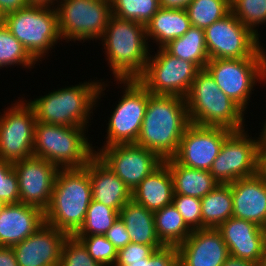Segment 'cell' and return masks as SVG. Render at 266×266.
<instances>
[{
  "mask_svg": "<svg viewBox=\"0 0 266 266\" xmlns=\"http://www.w3.org/2000/svg\"><path fill=\"white\" fill-rule=\"evenodd\" d=\"M185 100L190 123L231 131L245 128V112L220 90L206 69L197 73Z\"/></svg>",
  "mask_w": 266,
  "mask_h": 266,
  "instance_id": "5",
  "label": "cell"
},
{
  "mask_svg": "<svg viewBox=\"0 0 266 266\" xmlns=\"http://www.w3.org/2000/svg\"><path fill=\"white\" fill-rule=\"evenodd\" d=\"M233 131L190 123L173 159L186 167L210 171L224 140Z\"/></svg>",
  "mask_w": 266,
  "mask_h": 266,
  "instance_id": "16",
  "label": "cell"
},
{
  "mask_svg": "<svg viewBox=\"0 0 266 266\" xmlns=\"http://www.w3.org/2000/svg\"><path fill=\"white\" fill-rule=\"evenodd\" d=\"M216 229L227 245L229 256L260 265L266 241V229L233 216Z\"/></svg>",
  "mask_w": 266,
  "mask_h": 266,
  "instance_id": "20",
  "label": "cell"
},
{
  "mask_svg": "<svg viewBox=\"0 0 266 266\" xmlns=\"http://www.w3.org/2000/svg\"><path fill=\"white\" fill-rule=\"evenodd\" d=\"M68 235L44 223L32 235L12 246L18 266H59Z\"/></svg>",
  "mask_w": 266,
  "mask_h": 266,
  "instance_id": "18",
  "label": "cell"
},
{
  "mask_svg": "<svg viewBox=\"0 0 266 266\" xmlns=\"http://www.w3.org/2000/svg\"><path fill=\"white\" fill-rule=\"evenodd\" d=\"M59 266H102L88 253L83 243L74 236H68L62 246Z\"/></svg>",
  "mask_w": 266,
  "mask_h": 266,
  "instance_id": "37",
  "label": "cell"
},
{
  "mask_svg": "<svg viewBox=\"0 0 266 266\" xmlns=\"http://www.w3.org/2000/svg\"><path fill=\"white\" fill-rule=\"evenodd\" d=\"M261 151H262L261 171L266 175V149H261Z\"/></svg>",
  "mask_w": 266,
  "mask_h": 266,
  "instance_id": "49",
  "label": "cell"
},
{
  "mask_svg": "<svg viewBox=\"0 0 266 266\" xmlns=\"http://www.w3.org/2000/svg\"><path fill=\"white\" fill-rule=\"evenodd\" d=\"M88 250L89 255L102 266H114L117 259V249L105 235L74 236Z\"/></svg>",
  "mask_w": 266,
  "mask_h": 266,
  "instance_id": "36",
  "label": "cell"
},
{
  "mask_svg": "<svg viewBox=\"0 0 266 266\" xmlns=\"http://www.w3.org/2000/svg\"><path fill=\"white\" fill-rule=\"evenodd\" d=\"M243 130L233 131L213 162L210 174L219 184H230L261 171L262 151L255 137Z\"/></svg>",
  "mask_w": 266,
  "mask_h": 266,
  "instance_id": "11",
  "label": "cell"
},
{
  "mask_svg": "<svg viewBox=\"0 0 266 266\" xmlns=\"http://www.w3.org/2000/svg\"><path fill=\"white\" fill-rule=\"evenodd\" d=\"M94 152L131 192L164 162L154 152L136 144H116Z\"/></svg>",
  "mask_w": 266,
  "mask_h": 266,
  "instance_id": "15",
  "label": "cell"
},
{
  "mask_svg": "<svg viewBox=\"0 0 266 266\" xmlns=\"http://www.w3.org/2000/svg\"><path fill=\"white\" fill-rule=\"evenodd\" d=\"M100 39L115 81L137 79L144 72L150 57L144 24L111 15Z\"/></svg>",
  "mask_w": 266,
  "mask_h": 266,
  "instance_id": "3",
  "label": "cell"
},
{
  "mask_svg": "<svg viewBox=\"0 0 266 266\" xmlns=\"http://www.w3.org/2000/svg\"><path fill=\"white\" fill-rule=\"evenodd\" d=\"M37 61L30 55L23 44L12 35L6 25L0 22V69L3 67L22 66L31 69ZM33 66V67H32Z\"/></svg>",
  "mask_w": 266,
  "mask_h": 266,
  "instance_id": "32",
  "label": "cell"
},
{
  "mask_svg": "<svg viewBox=\"0 0 266 266\" xmlns=\"http://www.w3.org/2000/svg\"><path fill=\"white\" fill-rule=\"evenodd\" d=\"M172 205L192 230L202 229L201 200L199 198L174 194Z\"/></svg>",
  "mask_w": 266,
  "mask_h": 266,
  "instance_id": "38",
  "label": "cell"
},
{
  "mask_svg": "<svg viewBox=\"0 0 266 266\" xmlns=\"http://www.w3.org/2000/svg\"><path fill=\"white\" fill-rule=\"evenodd\" d=\"M101 81L102 79L97 81L91 79L78 85L49 91L47 95L28 101L34 109L36 121L88 128L93 108L97 106L98 100L108 86Z\"/></svg>",
  "mask_w": 266,
  "mask_h": 266,
  "instance_id": "2",
  "label": "cell"
},
{
  "mask_svg": "<svg viewBox=\"0 0 266 266\" xmlns=\"http://www.w3.org/2000/svg\"><path fill=\"white\" fill-rule=\"evenodd\" d=\"M2 22L38 62L61 40L56 7L28 5L5 15Z\"/></svg>",
  "mask_w": 266,
  "mask_h": 266,
  "instance_id": "7",
  "label": "cell"
},
{
  "mask_svg": "<svg viewBox=\"0 0 266 266\" xmlns=\"http://www.w3.org/2000/svg\"><path fill=\"white\" fill-rule=\"evenodd\" d=\"M105 236L115 246L117 251L131 242L129 233L120 217L113 223V226L107 231Z\"/></svg>",
  "mask_w": 266,
  "mask_h": 266,
  "instance_id": "42",
  "label": "cell"
},
{
  "mask_svg": "<svg viewBox=\"0 0 266 266\" xmlns=\"http://www.w3.org/2000/svg\"><path fill=\"white\" fill-rule=\"evenodd\" d=\"M230 186L232 216L266 229V175L260 171L251 177L238 179L230 183Z\"/></svg>",
  "mask_w": 266,
  "mask_h": 266,
  "instance_id": "21",
  "label": "cell"
},
{
  "mask_svg": "<svg viewBox=\"0 0 266 266\" xmlns=\"http://www.w3.org/2000/svg\"><path fill=\"white\" fill-rule=\"evenodd\" d=\"M27 6L26 0H0V16L3 18L5 15L24 9Z\"/></svg>",
  "mask_w": 266,
  "mask_h": 266,
  "instance_id": "43",
  "label": "cell"
},
{
  "mask_svg": "<svg viewBox=\"0 0 266 266\" xmlns=\"http://www.w3.org/2000/svg\"><path fill=\"white\" fill-rule=\"evenodd\" d=\"M86 131L84 127L37 122L33 156L48 160L59 169L85 167L95 155V146L86 137Z\"/></svg>",
  "mask_w": 266,
  "mask_h": 266,
  "instance_id": "6",
  "label": "cell"
},
{
  "mask_svg": "<svg viewBox=\"0 0 266 266\" xmlns=\"http://www.w3.org/2000/svg\"><path fill=\"white\" fill-rule=\"evenodd\" d=\"M0 266H18L12 247L0 246Z\"/></svg>",
  "mask_w": 266,
  "mask_h": 266,
  "instance_id": "44",
  "label": "cell"
},
{
  "mask_svg": "<svg viewBox=\"0 0 266 266\" xmlns=\"http://www.w3.org/2000/svg\"><path fill=\"white\" fill-rule=\"evenodd\" d=\"M189 124L185 98L151 95L135 144L154 152L165 161L177 153Z\"/></svg>",
  "mask_w": 266,
  "mask_h": 266,
  "instance_id": "1",
  "label": "cell"
},
{
  "mask_svg": "<svg viewBox=\"0 0 266 266\" xmlns=\"http://www.w3.org/2000/svg\"><path fill=\"white\" fill-rule=\"evenodd\" d=\"M92 200L120 211L132 192L96 155L89 160Z\"/></svg>",
  "mask_w": 266,
  "mask_h": 266,
  "instance_id": "23",
  "label": "cell"
},
{
  "mask_svg": "<svg viewBox=\"0 0 266 266\" xmlns=\"http://www.w3.org/2000/svg\"><path fill=\"white\" fill-rule=\"evenodd\" d=\"M231 12L255 35L259 25L266 23V0H230Z\"/></svg>",
  "mask_w": 266,
  "mask_h": 266,
  "instance_id": "35",
  "label": "cell"
},
{
  "mask_svg": "<svg viewBox=\"0 0 266 266\" xmlns=\"http://www.w3.org/2000/svg\"><path fill=\"white\" fill-rule=\"evenodd\" d=\"M0 199L6 204L19 203L18 178L13 164L0 159Z\"/></svg>",
  "mask_w": 266,
  "mask_h": 266,
  "instance_id": "39",
  "label": "cell"
},
{
  "mask_svg": "<svg viewBox=\"0 0 266 266\" xmlns=\"http://www.w3.org/2000/svg\"><path fill=\"white\" fill-rule=\"evenodd\" d=\"M174 57L194 63L200 70L210 60L205 43V31L191 27L183 36L170 41L163 47Z\"/></svg>",
  "mask_w": 266,
  "mask_h": 266,
  "instance_id": "29",
  "label": "cell"
},
{
  "mask_svg": "<svg viewBox=\"0 0 266 266\" xmlns=\"http://www.w3.org/2000/svg\"><path fill=\"white\" fill-rule=\"evenodd\" d=\"M258 141L260 144L261 149H266V119L265 123L263 125V129H261V132L259 133Z\"/></svg>",
  "mask_w": 266,
  "mask_h": 266,
  "instance_id": "48",
  "label": "cell"
},
{
  "mask_svg": "<svg viewBox=\"0 0 266 266\" xmlns=\"http://www.w3.org/2000/svg\"><path fill=\"white\" fill-rule=\"evenodd\" d=\"M164 162L168 165L173 179L174 194L202 199L219 184L210 171L186 167L173 158Z\"/></svg>",
  "mask_w": 266,
  "mask_h": 266,
  "instance_id": "27",
  "label": "cell"
},
{
  "mask_svg": "<svg viewBox=\"0 0 266 266\" xmlns=\"http://www.w3.org/2000/svg\"><path fill=\"white\" fill-rule=\"evenodd\" d=\"M28 5L56 7L58 0H26Z\"/></svg>",
  "mask_w": 266,
  "mask_h": 266,
  "instance_id": "47",
  "label": "cell"
},
{
  "mask_svg": "<svg viewBox=\"0 0 266 266\" xmlns=\"http://www.w3.org/2000/svg\"><path fill=\"white\" fill-rule=\"evenodd\" d=\"M200 200L202 229L217 228L232 217L233 199L230 184H218Z\"/></svg>",
  "mask_w": 266,
  "mask_h": 266,
  "instance_id": "28",
  "label": "cell"
},
{
  "mask_svg": "<svg viewBox=\"0 0 266 266\" xmlns=\"http://www.w3.org/2000/svg\"><path fill=\"white\" fill-rule=\"evenodd\" d=\"M117 82L124 86L123 95L108 117L106 142L101 147L136 143L152 95L137 79H117Z\"/></svg>",
  "mask_w": 266,
  "mask_h": 266,
  "instance_id": "12",
  "label": "cell"
},
{
  "mask_svg": "<svg viewBox=\"0 0 266 266\" xmlns=\"http://www.w3.org/2000/svg\"><path fill=\"white\" fill-rule=\"evenodd\" d=\"M163 246H149L130 242L127 246L117 252V259L114 266H127L130 262L142 261L151 256L155 250Z\"/></svg>",
  "mask_w": 266,
  "mask_h": 266,
  "instance_id": "40",
  "label": "cell"
},
{
  "mask_svg": "<svg viewBox=\"0 0 266 266\" xmlns=\"http://www.w3.org/2000/svg\"><path fill=\"white\" fill-rule=\"evenodd\" d=\"M145 27L149 42L152 38L158 48H163L170 41L183 36L192 25L185 9L161 7Z\"/></svg>",
  "mask_w": 266,
  "mask_h": 266,
  "instance_id": "25",
  "label": "cell"
},
{
  "mask_svg": "<svg viewBox=\"0 0 266 266\" xmlns=\"http://www.w3.org/2000/svg\"><path fill=\"white\" fill-rule=\"evenodd\" d=\"M185 10L191 25L205 30L226 16L231 6L230 0H192Z\"/></svg>",
  "mask_w": 266,
  "mask_h": 266,
  "instance_id": "31",
  "label": "cell"
},
{
  "mask_svg": "<svg viewBox=\"0 0 266 266\" xmlns=\"http://www.w3.org/2000/svg\"><path fill=\"white\" fill-rule=\"evenodd\" d=\"M61 39L100 40L112 15L111 0H58L56 5Z\"/></svg>",
  "mask_w": 266,
  "mask_h": 266,
  "instance_id": "8",
  "label": "cell"
},
{
  "mask_svg": "<svg viewBox=\"0 0 266 266\" xmlns=\"http://www.w3.org/2000/svg\"><path fill=\"white\" fill-rule=\"evenodd\" d=\"M177 248L178 266H222L229 257L227 245L216 228L193 230Z\"/></svg>",
  "mask_w": 266,
  "mask_h": 266,
  "instance_id": "19",
  "label": "cell"
},
{
  "mask_svg": "<svg viewBox=\"0 0 266 266\" xmlns=\"http://www.w3.org/2000/svg\"><path fill=\"white\" fill-rule=\"evenodd\" d=\"M205 69L220 90L244 112L254 92L253 87L258 81L266 84V57L210 59Z\"/></svg>",
  "mask_w": 266,
  "mask_h": 266,
  "instance_id": "9",
  "label": "cell"
},
{
  "mask_svg": "<svg viewBox=\"0 0 266 266\" xmlns=\"http://www.w3.org/2000/svg\"><path fill=\"white\" fill-rule=\"evenodd\" d=\"M127 266H178V248L163 246L144 260L130 262Z\"/></svg>",
  "mask_w": 266,
  "mask_h": 266,
  "instance_id": "41",
  "label": "cell"
},
{
  "mask_svg": "<svg viewBox=\"0 0 266 266\" xmlns=\"http://www.w3.org/2000/svg\"><path fill=\"white\" fill-rule=\"evenodd\" d=\"M19 100L0 115V159L12 164L33 156L37 123L33 107Z\"/></svg>",
  "mask_w": 266,
  "mask_h": 266,
  "instance_id": "14",
  "label": "cell"
},
{
  "mask_svg": "<svg viewBox=\"0 0 266 266\" xmlns=\"http://www.w3.org/2000/svg\"><path fill=\"white\" fill-rule=\"evenodd\" d=\"M192 0H159L160 7L171 9H185Z\"/></svg>",
  "mask_w": 266,
  "mask_h": 266,
  "instance_id": "45",
  "label": "cell"
},
{
  "mask_svg": "<svg viewBox=\"0 0 266 266\" xmlns=\"http://www.w3.org/2000/svg\"><path fill=\"white\" fill-rule=\"evenodd\" d=\"M6 205L7 204L2 199H0V212L4 209Z\"/></svg>",
  "mask_w": 266,
  "mask_h": 266,
  "instance_id": "51",
  "label": "cell"
},
{
  "mask_svg": "<svg viewBox=\"0 0 266 266\" xmlns=\"http://www.w3.org/2000/svg\"><path fill=\"white\" fill-rule=\"evenodd\" d=\"M259 266H266V241L263 248V256Z\"/></svg>",
  "mask_w": 266,
  "mask_h": 266,
  "instance_id": "50",
  "label": "cell"
},
{
  "mask_svg": "<svg viewBox=\"0 0 266 266\" xmlns=\"http://www.w3.org/2000/svg\"><path fill=\"white\" fill-rule=\"evenodd\" d=\"M18 178L19 203L41 208L49 206L59 168L48 160L30 157L13 163Z\"/></svg>",
  "mask_w": 266,
  "mask_h": 266,
  "instance_id": "17",
  "label": "cell"
},
{
  "mask_svg": "<svg viewBox=\"0 0 266 266\" xmlns=\"http://www.w3.org/2000/svg\"><path fill=\"white\" fill-rule=\"evenodd\" d=\"M160 8L159 0H111L112 15L145 26Z\"/></svg>",
  "mask_w": 266,
  "mask_h": 266,
  "instance_id": "34",
  "label": "cell"
},
{
  "mask_svg": "<svg viewBox=\"0 0 266 266\" xmlns=\"http://www.w3.org/2000/svg\"><path fill=\"white\" fill-rule=\"evenodd\" d=\"M174 196L173 179L163 162L132 191L131 199L152 212L171 205Z\"/></svg>",
  "mask_w": 266,
  "mask_h": 266,
  "instance_id": "24",
  "label": "cell"
},
{
  "mask_svg": "<svg viewBox=\"0 0 266 266\" xmlns=\"http://www.w3.org/2000/svg\"><path fill=\"white\" fill-rule=\"evenodd\" d=\"M45 223L44 211L36 206L7 204L0 212V246L12 247Z\"/></svg>",
  "mask_w": 266,
  "mask_h": 266,
  "instance_id": "22",
  "label": "cell"
},
{
  "mask_svg": "<svg viewBox=\"0 0 266 266\" xmlns=\"http://www.w3.org/2000/svg\"><path fill=\"white\" fill-rule=\"evenodd\" d=\"M119 217L124 222L131 242L149 246H165L158 238L155 226L154 212L132 199L119 211Z\"/></svg>",
  "mask_w": 266,
  "mask_h": 266,
  "instance_id": "26",
  "label": "cell"
},
{
  "mask_svg": "<svg viewBox=\"0 0 266 266\" xmlns=\"http://www.w3.org/2000/svg\"><path fill=\"white\" fill-rule=\"evenodd\" d=\"M204 31L210 59L266 57L259 37L244 26L231 11Z\"/></svg>",
  "mask_w": 266,
  "mask_h": 266,
  "instance_id": "13",
  "label": "cell"
},
{
  "mask_svg": "<svg viewBox=\"0 0 266 266\" xmlns=\"http://www.w3.org/2000/svg\"><path fill=\"white\" fill-rule=\"evenodd\" d=\"M154 219L158 238L165 246H178L193 231L172 204L154 212Z\"/></svg>",
  "mask_w": 266,
  "mask_h": 266,
  "instance_id": "30",
  "label": "cell"
},
{
  "mask_svg": "<svg viewBox=\"0 0 266 266\" xmlns=\"http://www.w3.org/2000/svg\"><path fill=\"white\" fill-rule=\"evenodd\" d=\"M92 200L89 162L82 168L59 169L45 223L73 236L82 226Z\"/></svg>",
  "mask_w": 266,
  "mask_h": 266,
  "instance_id": "4",
  "label": "cell"
},
{
  "mask_svg": "<svg viewBox=\"0 0 266 266\" xmlns=\"http://www.w3.org/2000/svg\"><path fill=\"white\" fill-rule=\"evenodd\" d=\"M119 218V211L91 200L84 222L73 236L105 235Z\"/></svg>",
  "mask_w": 266,
  "mask_h": 266,
  "instance_id": "33",
  "label": "cell"
},
{
  "mask_svg": "<svg viewBox=\"0 0 266 266\" xmlns=\"http://www.w3.org/2000/svg\"><path fill=\"white\" fill-rule=\"evenodd\" d=\"M222 266H259L251 261L229 256Z\"/></svg>",
  "mask_w": 266,
  "mask_h": 266,
  "instance_id": "46",
  "label": "cell"
},
{
  "mask_svg": "<svg viewBox=\"0 0 266 266\" xmlns=\"http://www.w3.org/2000/svg\"><path fill=\"white\" fill-rule=\"evenodd\" d=\"M200 69L192 62L158 48L150 54L144 72L137 80L152 94L185 98Z\"/></svg>",
  "mask_w": 266,
  "mask_h": 266,
  "instance_id": "10",
  "label": "cell"
}]
</instances>
